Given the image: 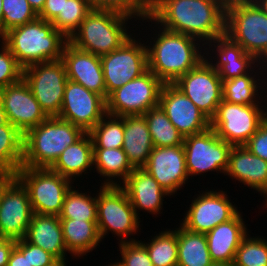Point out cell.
I'll return each instance as SVG.
<instances>
[{
  "instance_id": "cell-40",
  "label": "cell",
  "mask_w": 267,
  "mask_h": 266,
  "mask_svg": "<svg viewBox=\"0 0 267 266\" xmlns=\"http://www.w3.org/2000/svg\"><path fill=\"white\" fill-rule=\"evenodd\" d=\"M92 9L111 10L143 21L150 17V0H89Z\"/></svg>"
},
{
  "instance_id": "cell-34",
  "label": "cell",
  "mask_w": 267,
  "mask_h": 266,
  "mask_svg": "<svg viewBox=\"0 0 267 266\" xmlns=\"http://www.w3.org/2000/svg\"><path fill=\"white\" fill-rule=\"evenodd\" d=\"M149 241L139 240L145 247L154 266H177L178 241L177 226L165 229L150 237Z\"/></svg>"
},
{
  "instance_id": "cell-46",
  "label": "cell",
  "mask_w": 267,
  "mask_h": 266,
  "mask_svg": "<svg viewBox=\"0 0 267 266\" xmlns=\"http://www.w3.org/2000/svg\"><path fill=\"white\" fill-rule=\"evenodd\" d=\"M8 266H31L28 261V242L24 238L16 240V245L8 260Z\"/></svg>"
},
{
  "instance_id": "cell-48",
  "label": "cell",
  "mask_w": 267,
  "mask_h": 266,
  "mask_svg": "<svg viewBox=\"0 0 267 266\" xmlns=\"http://www.w3.org/2000/svg\"><path fill=\"white\" fill-rule=\"evenodd\" d=\"M15 245L16 240L0 235V266H8V260Z\"/></svg>"
},
{
  "instance_id": "cell-32",
  "label": "cell",
  "mask_w": 267,
  "mask_h": 266,
  "mask_svg": "<svg viewBox=\"0 0 267 266\" xmlns=\"http://www.w3.org/2000/svg\"><path fill=\"white\" fill-rule=\"evenodd\" d=\"M177 266H211L213 264L205 234L189 231L180 223L177 225Z\"/></svg>"
},
{
  "instance_id": "cell-35",
  "label": "cell",
  "mask_w": 267,
  "mask_h": 266,
  "mask_svg": "<svg viewBox=\"0 0 267 266\" xmlns=\"http://www.w3.org/2000/svg\"><path fill=\"white\" fill-rule=\"evenodd\" d=\"M144 117L148 124L154 147H169L183 145L184 137L177 128L170 122L166 113L157 105L149 109Z\"/></svg>"
},
{
  "instance_id": "cell-49",
  "label": "cell",
  "mask_w": 267,
  "mask_h": 266,
  "mask_svg": "<svg viewBox=\"0 0 267 266\" xmlns=\"http://www.w3.org/2000/svg\"><path fill=\"white\" fill-rule=\"evenodd\" d=\"M30 6L32 9L36 12L38 15L44 6L45 0H28Z\"/></svg>"
},
{
  "instance_id": "cell-21",
  "label": "cell",
  "mask_w": 267,
  "mask_h": 266,
  "mask_svg": "<svg viewBox=\"0 0 267 266\" xmlns=\"http://www.w3.org/2000/svg\"><path fill=\"white\" fill-rule=\"evenodd\" d=\"M0 100L9 122L23 135L47 118L23 77L0 90Z\"/></svg>"
},
{
  "instance_id": "cell-31",
  "label": "cell",
  "mask_w": 267,
  "mask_h": 266,
  "mask_svg": "<svg viewBox=\"0 0 267 266\" xmlns=\"http://www.w3.org/2000/svg\"><path fill=\"white\" fill-rule=\"evenodd\" d=\"M93 160L100 185L120 186L135 169L122 148H93Z\"/></svg>"
},
{
  "instance_id": "cell-29",
  "label": "cell",
  "mask_w": 267,
  "mask_h": 266,
  "mask_svg": "<svg viewBox=\"0 0 267 266\" xmlns=\"http://www.w3.org/2000/svg\"><path fill=\"white\" fill-rule=\"evenodd\" d=\"M154 148L144 115L124 116L122 149L134 168H142Z\"/></svg>"
},
{
  "instance_id": "cell-50",
  "label": "cell",
  "mask_w": 267,
  "mask_h": 266,
  "mask_svg": "<svg viewBox=\"0 0 267 266\" xmlns=\"http://www.w3.org/2000/svg\"><path fill=\"white\" fill-rule=\"evenodd\" d=\"M8 123H9V120L7 117V113L3 107L1 100H0V126L6 125Z\"/></svg>"
},
{
  "instance_id": "cell-3",
  "label": "cell",
  "mask_w": 267,
  "mask_h": 266,
  "mask_svg": "<svg viewBox=\"0 0 267 266\" xmlns=\"http://www.w3.org/2000/svg\"><path fill=\"white\" fill-rule=\"evenodd\" d=\"M0 39L22 68L35 63L60 60L64 46L68 42L51 22L39 17L10 29Z\"/></svg>"
},
{
  "instance_id": "cell-43",
  "label": "cell",
  "mask_w": 267,
  "mask_h": 266,
  "mask_svg": "<svg viewBox=\"0 0 267 266\" xmlns=\"http://www.w3.org/2000/svg\"><path fill=\"white\" fill-rule=\"evenodd\" d=\"M121 258L118 262L122 266H154L146 247L139 241L118 243Z\"/></svg>"
},
{
  "instance_id": "cell-22",
  "label": "cell",
  "mask_w": 267,
  "mask_h": 266,
  "mask_svg": "<svg viewBox=\"0 0 267 266\" xmlns=\"http://www.w3.org/2000/svg\"><path fill=\"white\" fill-rule=\"evenodd\" d=\"M68 80L83 85L106 100V87L101 58L76 48L69 42L64 46L62 58Z\"/></svg>"
},
{
  "instance_id": "cell-18",
  "label": "cell",
  "mask_w": 267,
  "mask_h": 266,
  "mask_svg": "<svg viewBox=\"0 0 267 266\" xmlns=\"http://www.w3.org/2000/svg\"><path fill=\"white\" fill-rule=\"evenodd\" d=\"M204 60L218 71L221 80L250 73L260 63L226 34L204 45Z\"/></svg>"
},
{
  "instance_id": "cell-36",
  "label": "cell",
  "mask_w": 267,
  "mask_h": 266,
  "mask_svg": "<svg viewBox=\"0 0 267 266\" xmlns=\"http://www.w3.org/2000/svg\"><path fill=\"white\" fill-rule=\"evenodd\" d=\"M74 185L66 193L60 218L97 221V193L81 191ZM92 196H91V195ZM95 195V196H94Z\"/></svg>"
},
{
  "instance_id": "cell-17",
  "label": "cell",
  "mask_w": 267,
  "mask_h": 266,
  "mask_svg": "<svg viewBox=\"0 0 267 266\" xmlns=\"http://www.w3.org/2000/svg\"><path fill=\"white\" fill-rule=\"evenodd\" d=\"M106 114V100L101 95L67 81L59 118L89 133Z\"/></svg>"
},
{
  "instance_id": "cell-5",
  "label": "cell",
  "mask_w": 267,
  "mask_h": 266,
  "mask_svg": "<svg viewBox=\"0 0 267 266\" xmlns=\"http://www.w3.org/2000/svg\"><path fill=\"white\" fill-rule=\"evenodd\" d=\"M84 134L69 121L47 117L24 135L21 167L50 168L60 154Z\"/></svg>"
},
{
  "instance_id": "cell-9",
  "label": "cell",
  "mask_w": 267,
  "mask_h": 266,
  "mask_svg": "<svg viewBox=\"0 0 267 266\" xmlns=\"http://www.w3.org/2000/svg\"><path fill=\"white\" fill-rule=\"evenodd\" d=\"M266 119L267 103L242 105L222 100L210 120V127L225 142L242 146Z\"/></svg>"
},
{
  "instance_id": "cell-58",
  "label": "cell",
  "mask_w": 267,
  "mask_h": 266,
  "mask_svg": "<svg viewBox=\"0 0 267 266\" xmlns=\"http://www.w3.org/2000/svg\"><path fill=\"white\" fill-rule=\"evenodd\" d=\"M263 198L265 199V201L263 200V203H265V204L262 206L265 207V209H266L267 208V195L263 196Z\"/></svg>"
},
{
  "instance_id": "cell-11",
  "label": "cell",
  "mask_w": 267,
  "mask_h": 266,
  "mask_svg": "<svg viewBox=\"0 0 267 266\" xmlns=\"http://www.w3.org/2000/svg\"><path fill=\"white\" fill-rule=\"evenodd\" d=\"M232 147L219 138L211 127L201 133L185 137L183 148L189 178L204 177L207 175L204 173L209 172L225 175Z\"/></svg>"
},
{
  "instance_id": "cell-51",
  "label": "cell",
  "mask_w": 267,
  "mask_h": 266,
  "mask_svg": "<svg viewBox=\"0 0 267 266\" xmlns=\"http://www.w3.org/2000/svg\"><path fill=\"white\" fill-rule=\"evenodd\" d=\"M261 71L264 76L265 82L267 81V54L260 61ZM267 85V82H266Z\"/></svg>"
},
{
  "instance_id": "cell-15",
  "label": "cell",
  "mask_w": 267,
  "mask_h": 266,
  "mask_svg": "<svg viewBox=\"0 0 267 266\" xmlns=\"http://www.w3.org/2000/svg\"><path fill=\"white\" fill-rule=\"evenodd\" d=\"M34 212L24 185L14 176H0V235L25 237Z\"/></svg>"
},
{
  "instance_id": "cell-39",
  "label": "cell",
  "mask_w": 267,
  "mask_h": 266,
  "mask_svg": "<svg viewBox=\"0 0 267 266\" xmlns=\"http://www.w3.org/2000/svg\"><path fill=\"white\" fill-rule=\"evenodd\" d=\"M267 237L252 236L250 232L242 239L233 263L235 266H267Z\"/></svg>"
},
{
  "instance_id": "cell-2",
  "label": "cell",
  "mask_w": 267,
  "mask_h": 266,
  "mask_svg": "<svg viewBox=\"0 0 267 266\" xmlns=\"http://www.w3.org/2000/svg\"><path fill=\"white\" fill-rule=\"evenodd\" d=\"M146 22L150 26L145 25L144 27L143 23L146 24ZM139 23L141 25L137 26L139 28L143 26L142 30L152 27L148 31L151 33L147 35L150 40L145 38L147 40L145 44L148 70L164 84H174L182 75L195 68L204 59V45L196 38L165 30L150 17Z\"/></svg>"
},
{
  "instance_id": "cell-30",
  "label": "cell",
  "mask_w": 267,
  "mask_h": 266,
  "mask_svg": "<svg viewBox=\"0 0 267 266\" xmlns=\"http://www.w3.org/2000/svg\"><path fill=\"white\" fill-rule=\"evenodd\" d=\"M63 239L70 257L79 259L100 247L97 221L60 218ZM78 257V258H77Z\"/></svg>"
},
{
  "instance_id": "cell-6",
  "label": "cell",
  "mask_w": 267,
  "mask_h": 266,
  "mask_svg": "<svg viewBox=\"0 0 267 266\" xmlns=\"http://www.w3.org/2000/svg\"><path fill=\"white\" fill-rule=\"evenodd\" d=\"M94 192H97V226L101 240L111 232L113 237H118L117 243L137 241L134 235L139 236L142 221L125 190L121 186L101 185Z\"/></svg>"
},
{
  "instance_id": "cell-25",
  "label": "cell",
  "mask_w": 267,
  "mask_h": 266,
  "mask_svg": "<svg viewBox=\"0 0 267 266\" xmlns=\"http://www.w3.org/2000/svg\"><path fill=\"white\" fill-rule=\"evenodd\" d=\"M242 212L206 233L210 258L213 263L233 262L242 239L251 232L245 225Z\"/></svg>"
},
{
  "instance_id": "cell-4",
  "label": "cell",
  "mask_w": 267,
  "mask_h": 266,
  "mask_svg": "<svg viewBox=\"0 0 267 266\" xmlns=\"http://www.w3.org/2000/svg\"><path fill=\"white\" fill-rule=\"evenodd\" d=\"M132 20L136 23L135 19L115 11L93 9L68 42L99 57L107 55L135 34L130 28V24H135Z\"/></svg>"
},
{
  "instance_id": "cell-55",
  "label": "cell",
  "mask_w": 267,
  "mask_h": 266,
  "mask_svg": "<svg viewBox=\"0 0 267 266\" xmlns=\"http://www.w3.org/2000/svg\"><path fill=\"white\" fill-rule=\"evenodd\" d=\"M2 20H3L2 0H0V38L2 37Z\"/></svg>"
},
{
  "instance_id": "cell-44",
  "label": "cell",
  "mask_w": 267,
  "mask_h": 266,
  "mask_svg": "<svg viewBox=\"0 0 267 266\" xmlns=\"http://www.w3.org/2000/svg\"><path fill=\"white\" fill-rule=\"evenodd\" d=\"M252 154L267 161V119L259 126L257 131L243 145Z\"/></svg>"
},
{
  "instance_id": "cell-28",
  "label": "cell",
  "mask_w": 267,
  "mask_h": 266,
  "mask_svg": "<svg viewBox=\"0 0 267 266\" xmlns=\"http://www.w3.org/2000/svg\"><path fill=\"white\" fill-rule=\"evenodd\" d=\"M222 92L223 100L231 103L242 105L267 103V85L260 63L250 73L229 80H222Z\"/></svg>"
},
{
  "instance_id": "cell-24",
  "label": "cell",
  "mask_w": 267,
  "mask_h": 266,
  "mask_svg": "<svg viewBox=\"0 0 267 266\" xmlns=\"http://www.w3.org/2000/svg\"><path fill=\"white\" fill-rule=\"evenodd\" d=\"M224 176L246 185L262 196L267 195V161L252 154L243 145L231 148Z\"/></svg>"
},
{
  "instance_id": "cell-14",
  "label": "cell",
  "mask_w": 267,
  "mask_h": 266,
  "mask_svg": "<svg viewBox=\"0 0 267 266\" xmlns=\"http://www.w3.org/2000/svg\"><path fill=\"white\" fill-rule=\"evenodd\" d=\"M197 192L199 194L192 197L191 204L180 221L189 231L206 234L217 225L232 219L240 211L223 189Z\"/></svg>"
},
{
  "instance_id": "cell-13",
  "label": "cell",
  "mask_w": 267,
  "mask_h": 266,
  "mask_svg": "<svg viewBox=\"0 0 267 266\" xmlns=\"http://www.w3.org/2000/svg\"><path fill=\"white\" fill-rule=\"evenodd\" d=\"M163 82L150 70L113 91L106 100V113L123 117L144 115L159 105Z\"/></svg>"
},
{
  "instance_id": "cell-7",
  "label": "cell",
  "mask_w": 267,
  "mask_h": 266,
  "mask_svg": "<svg viewBox=\"0 0 267 266\" xmlns=\"http://www.w3.org/2000/svg\"><path fill=\"white\" fill-rule=\"evenodd\" d=\"M225 34L259 62L267 54V15L254 1L226 7Z\"/></svg>"
},
{
  "instance_id": "cell-27",
  "label": "cell",
  "mask_w": 267,
  "mask_h": 266,
  "mask_svg": "<svg viewBox=\"0 0 267 266\" xmlns=\"http://www.w3.org/2000/svg\"><path fill=\"white\" fill-rule=\"evenodd\" d=\"M50 169L74 183L80 178L84 180V175H89L91 170H94L93 142L90 134L85 133L78 141L68 146Z\"/></svg>"
},
{
  "instance_id": "cell-10",
  "label": "cell",
  "mask_w": 267,
  "mask_h": 266,
  "mask_svg": "<svg viewBox=\"0 0 267 266\" xmlns=\"http://www.w3.org/2000/svg\"><path fill=\"white\" fill-rule=\"evenodd\" d=\"M136 30L140 31L137 36L135 33L120 48L100 57L106 87V100L113 91L140 77L148 70L147 47L142 39L144 33L142 34L143 31L140 29H133V32H137ZM139 35H142V38Z\"/></svg>"
},
{
  "instance_id": "cell-53",
  "label": "cell",
  "mask_w": 267,
  "mask_h": 266,
  "mask_svg": "<svg viewBox=\"0 0 267 266\" xmlns=\"http://www.w3.org/2000/svg\"><path fill=\"white\" fill-rule=\"evenodd\" d=\"M225 7L239 2H247V1H253V0H219Z\"/></svg>"
},
{
  "instance_id": "cell-56",
  "label": "cell",
  "mask_w": 267,
  "mask_h": 266,
  "mask_svg": "<svg viewBox=\"0 0 267 266\" xmlns=\"http://www.w3.org/2000/svg\"><path fill=\"white\" fill-rule=\"evenodd\" d=\"M211 266H235L233 262H219L213 263Z\"/></svg>"
},
{
  "instance_id": "cell-12",
  "label": "cell",
  "mask_w": 267,
  "mask_h": 266,
  "mask_svg": "<svg viewBox=\"0 0 267 266\" xmlns=\"http://www.w3.org/2000/svg\"><path fill=\"white\" fill-rule=\"evenodd\" d=\"M23 79L47 117H58L68 81L63 61L31 64L23 68Z\"/></svg>"
},
{
  "instance_id": "cell-42",
  "label": "cell",
  "mask_w": 267,
  "mask_h": 266,
  "mask_svg": "<svg viewBox=\"0 0 267 266\" xmlns=\"http://www.w3.org/2000/svg\"><path fill=\"white\" fill-rule=\"evenodd\" d=\"M23 77V68L16 62L14 55L0 39V90L18 82Z\"/></svg>"
},
{
  "instance_id": "cell-16",
  "label": "cell",
  "mask_w": 267,
  "mask_h": 266,
  "mask_svg": "<svg viewBox=\"0 0 267 266\" xmlns=\"http://www.w3.org/2000/svg\"><path fill=\"white\" fill-rule=\"evenodd\" d=\"M174 85L179 88L211 120L223 100L222 80L218 71L204 59L182 75Z\"/></svg>"
},
{
  "instance_id": "cell-33",
  "label": "cell",
  "mask_w": 267,
  "mask_h": 266,
  "mask_svg": "<svg viewBox=\"0 0 267 266\" xmlns=\"http://www.w3.org/2000/svg\"><path fill=\"white\" fill-rule=\"evenodd\" d=\"M24 135L10 122L0 126V176L14 175L23 162Z\"/></svg>"
},
{
  "instance_id": "cell-38",
  "label": "cell",
  "mask_w": 267,
  "mask_h": 266,
  "mask_svg": "<svg viewBox=\"0 0 267 266\" xmlns=\"http://www.w3.org/2000/svg\"><path fill=\"white\" fill-rule=\"evenodd\" d=\"M92 10L89 0H64L63 12L51 23L69 39Z\"/></svg>"
},
{
  "instance_id": "cell-47",
  "label": "cell",
  "mask_w": 267,
  "mask_h": 266,
  "mask_svg": "<svg viewBox=\"0 0 267 266\" xmlns=\"http://www.w3.org/2000/svg\"><path fill=\"white\" fill-rule=\"evenodd\" d=\"M64 0H45L39 18L52 22L60 12H63Z\"/></svg>"
},
{
  "instance_id": "cell-8",
  "label": "cell",
  "mask_w": 267,
  "mask_h": 266,
  "mask_svg": "<svg viewBox=\"0 0 267 266\" xmlns=\"http://www.w3.org/2000/svg\"><path fill=\"white\" fill-rule=\"evenodd\" d=\"M14 176L24 185L34 213L59 216L73 181L50 168L20 167Z\"/></svg>"
},
{
  "instance_id": "cell-19",
  "label": "cell",
  "mask_w": 267,
  "mask_h": 266,
  "mask_svg": "<svg viewBox=\"0 0 267 266\" xmlns=\"http://www.w3.org/2000/svg\"><path fill=\"white\" fill-rule=\"evenodd\" d=\"M142 168L172 197L191 182L186 168L183 145L154 147Z\"/></svg>"
},
{
  "instance_id": "cell-26",
  "label": "cell",
  "mask_w": 267,
  "mask_h": 266,
  "mask_svg": "<svg viewBox=\"0 0 267 266\" xmlns=\"http://www.w3.org/2000/svg\"><path fill=\"white\" fill-rule=\"evenodd\" d=\"M24 239L49 252L56 259H68L60 217L34 213Z\"/></svg>"
},
{
  "instance_id": "cell-20",
  "label": "cell",
  "mask_w": 267,
  "mask_h": 266,
  "mask_svg": "<svg viewBox=\"0 0 267 266\" xmlns=\"http://www.w3.org/2000/svg\"><path fill=\"white\" fill-rule=\"evenodd\" d=\"M159 105L184 138L210 127V120L174 84H163Z\"/></svg>"
},
{
  "instance_id": "cell-57",
  "label": "cell",
  "mask_w": 267,
  "mask_h": 266,
  "mask_svg": "<svg viewBox=\"0 0 267 266\" xmlns=\"http://www.w3.org/2000/svg\"><path fill=\"white\" fill-rule=\"evenodd\" d=\"M115 262H110L108 263L107 265H104V266H122L119 262H118V259L114 260ZM103 266V265H102Z\"/></svg>"
},
{
  "instance_id": "cell-23",
  "label": "cell",
  "mask_w": 267,
  "mask_h": 266,
  "mask_svg": "<svg viewBox=\"0 0 267 266\" xmlns=\"http://www.w3.org/2000/svg\"><path fill=\"white\" fill-rule=\"evenodd\" d=\"M120 186L127 193L139 218L140 211L155 215V217L163 214L164 198L171 197L143 168H135Z\"/></svg>"
},
{
  "instance_id": "cell-41",
  "label": "cell",
  "mask_w": 267,
  "mask_h": 266,
  "mask_svg": "<svg viewBox=\"0 0 267 266\" xmlns=\"http://www.w3.org/2000/svg\"><path fill=\"white\" fill-rule=\"evenodd\" d=\"M2 36L10 29L35 20L38 15L28 0H2Z\"/></svg>"
},
{
  "instance_id": "cell-52",
  "label": "cell",
  "mask_w": 267,
  "mask_h": 266,
  "mask_svg": "<svg viewBox=\"0 0 267 266\" xmlns=\"http://www.w3.org/2000/svg\"><path fill=\"white\" fill-rule=\"evenodd\" d=\"M259 8L267 15V0H253Z\"/></svg>"
},
{
  "instance_id": "cell-37",
  "label": "cell",
  "mask_w": 267,
  "mask_h": 266,
  "mask_svg": "<svg viewBox=\"0 0 267 266\" xmlns=\"http://www.w3.org/2000/svg\"><path fill=\"white\" fill-rule=\"evenodd\" d=\"M93 148H122L124 141V116L106 114L89 132Z\"/></svg>"
},
{
  "instance_id": "cell-1",
  "label": "cell",
  "mask_w": 267,
  "mask_h": 266,
  "mask_svg": "<svg viewBox=\"0 0 267 266\" xmlns=\"http://www.w3.org/2000/svg\"><path fill=\"white\" fill-rule=\"evenodd\" d=\"M150 18L205 45L225 34L226 7L219 0H150Z\"/></svg>"
},
{
  "instance_id": "cell-45",
  "label": "cell",
  "mask_w": 267,
  "mask_h": 266,
  "mask_svg": "<svg viewBox=\"0 0 267 266\" xmlns=\"http://www.w3.org/2000/svg\"><path fill=\"white\" fill-rule=\"evenodd\" d=\"M56 260L49 252L28 242V261L31 266H50Z\"/></svg>"
},
{
  "instance_id": "cell-54",
  "label": "cell",
  "mask_w": 267,
  "mask_h": 266,
  "mask_svg": "<svg viewBox=\"0 0 267 266\" xmlns=\"http://www.w3.org/2000/svg\"><path fill=\"white\" fill-rule=\"evenodd\" d=\"M67 262H70V261H67V259H57L50 266H68Z\"/></svg>"
}]
</instances>
